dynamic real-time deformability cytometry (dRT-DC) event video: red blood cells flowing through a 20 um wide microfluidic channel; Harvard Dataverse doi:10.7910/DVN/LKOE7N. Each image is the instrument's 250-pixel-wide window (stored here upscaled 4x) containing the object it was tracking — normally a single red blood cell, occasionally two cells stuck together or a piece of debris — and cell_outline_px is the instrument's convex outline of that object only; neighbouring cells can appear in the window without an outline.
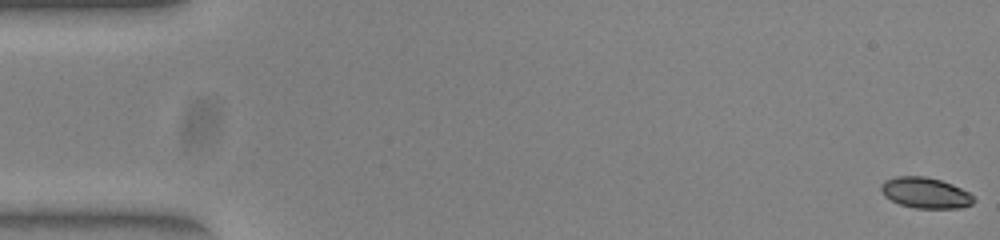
{"species": "common noctule bat (a hibernating species)", "species_latin": "Nyctalus noctula", "temperature_condition": "warm", "stored_images_in_passage": 53, "camera_frame_rate_fps": 3000, "um_per_image_px": 0.085, "animal": {"sex": "female", "body_mass_g": 23.0, "forearm_length_mm": 53.4}, "frame": {"image": 1, "passage_image": 1, "time_ms": 0.0, "image_size_px": [1000, 240], "cell_outline_px": [[976, 200], [972, 204], [960, 208], [916, 208], [900, 204], [884, 196], [880, 188], [884, 180], [896, 176], [924, 176], [940, 180], [952, 184], [968, 192]], "centroid_in_image_um": [78.65, 16.39], "position_along_channel_um": 6.3, "area_um2": 16.53}}
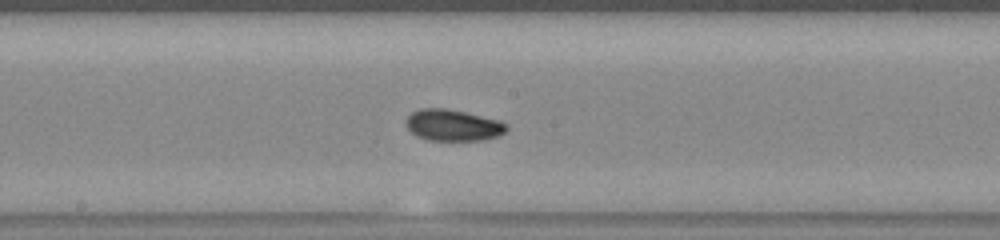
{"frame": {"image": 2, "passage_image": 28, "time_ms": 9.0, "image_size_px": [1000, 240], "cell_outline_px": [[508, 128], [500, 136], [484, 140], [428, 140], [416, 136], [408, 128], [408, 116], [412, 112], [420, 108], [444, 108], [464, 112], [500, 120], [508, 124]], "centroid_in_image_um": [38.55, 10.65], "position_along_channel_um": 209.6, "area_um2": 18.32}}
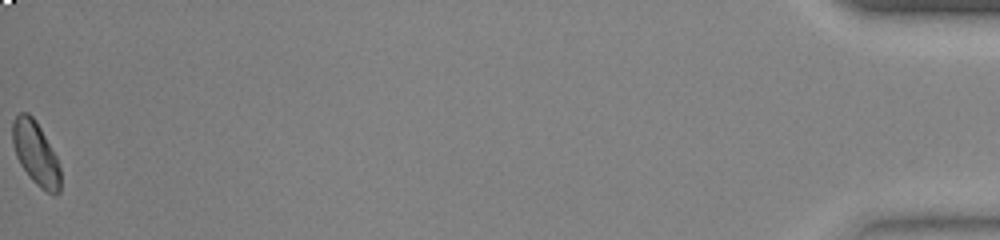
{"frame": {"image": 3, "passage_image": 53, "time_ms": 17.333, "image_size_px": [1000, 240], "cell_outline_px": [[60, 192], [56, 196], [52, 196], [40, 188], [28, 176], [20, 164], [16, 156], [12, 140], [12, 124], [16, 116], [20, 112], [28, 112], [36, 120], [56, 156], [60, 164]], "centroid_in_image_um": [3.05, 13.07], "position_along_channel_um": 432.2, "area_um2": 17.92}, "authors_computed_cell_mechanics": {"area_um2": 17.5712, "velocity_mm_per_s": 3.9358, "shape_relaxation_time_tau1_ms": 3.1064, "shape_relaxation_time_tau2_ms": 3.232, "deformation_change_tau1": 0.1346, "deformation_change_tau2": 0.07}}